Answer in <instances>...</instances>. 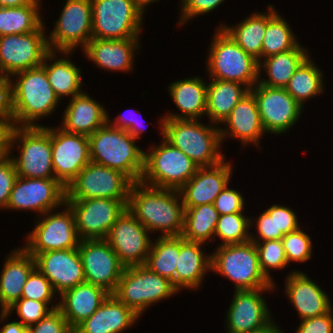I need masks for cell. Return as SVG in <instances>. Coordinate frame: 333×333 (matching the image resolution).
<instances>
[{
	"instance_id": "1",
	"label": "cell",
	"mask_w": 333,
	"mask_h": 333,
	"mask_svg": "<svg viewBox=\"0 0 333 333\" xmlns=\"http://www.w3.org/2000/svg\"><path fill=\"white\" fill-rule=\"evenodd\" d=\"M127 209L150 233L161 230L162 236L182 235L185 208L179 190L134 182Z\"/></svg>"
},
{
	"instance_id": "51",
	"label": "cell",
	"mask_w": 333,
	"mask_h": 333,
	"mask_svg": "<svg viewBox=\"0 0 333 333\" xmlns=\"http://www.w3.org/2000/svg\"><path fill=\"white\" fill-rule=\"evenodd\" d=\"M181 13L179 25H184L188 20L198 15L209 13L216 9L224 0H181Z\"/></svg>"
},
{
	"instance_id": "56",
	"label": "cell",
	"mask_w": 333,
	"mask_h": 333,
	"mask_svg": "<svg viewBox=\"0 0 333 333\" xmlns=\"http://www.w3.org/2000/svg\"><path fill=\"white\" fill-rule=\"evenodd\" d=\"M9 83L10 79L0 71V115H10Z\"/></svg>"
},
{
	"instance_id": "35",
	"label": "cell",
	"mask_w": 333,
	"mask_h": 333,
	"mask_svg": "<svg viewBox=\"0 0 333 333\" xmlns=\"http://www.w3.org/2000/svg\"><path fill=\"white\" fill-rule=\"evenodd\" d=\"M306 50L298 44L294 49L264 58L259 62V73L264 69L268 79L259 78L258 82L271 88H285L294 72L309 56Z\"/></svg>"
},
{
	"instance_id": "58",
	"label": "cell",
	"mask_w": 333,
	"mask_h": 333,
	"mask_svg": "<svg viewBox=\"0 0 333 333\" xmlns=\"http://www.w3.org/2000/svg\"><path fill=\"white\" fill-rule=\"evenodd\" d=\"M33 0H0V7H20L30 4Z\"/></svg>"
},
{
	"instance_id": "41",
	"label": "cell",
	"mask_w": 333,
	"mask_h": 333,
	"mask_svg": "<svg viewBox=\"0 0 333 333\" xmlns=\"http://www.w3.org/2000/svg\"><path fill=\"white\" fill-rule=\"evenodd\" d=\"M278 12L267 22L262 59L294 49L299 43L290 25Z\"/></svg>"
},
{
	"instance_id": "27",
	"label": "cell",
	"mask_w": 333,
	"mask_h": 333,
	"mask_svg": "<svg viewBox=\"0 0 333 333\" xmlns=\"http://www.w3.org/2000/svg\"><path fill=\"white\" fill-rule=\"evenodd\" d=\"M35 268V257L24 248H16L8 255L0 274L1 313L21 299L27 278Z\"/></svg>"
},
{
	"instance_id": "34",
	"label": "cell",
	"mask_w": 333,
	"mask_h": 333,
	"mask_svg": "<svg viewBox=\"0 0 333 333\" xmlns=\"http://www.w3.org/2000/svg\"><path fill=\"white\" fill-rule=\"evenodd\" d=\"M209 83L205 115L211 120L210 123L220 125L230 115L236 104L250 92V89L235 81L211 78Z\"/></svg>"
},
{
	"instance_id": "3",
	"label": "cell",
	"mask_w": 333,
	"mask_h": 333,
	"mask_svg": "<svg viewBox=\"0 0 333 333\" xmlns=\"http://www.w3.org/2000/svg\"><path fill=\"white\" fill-rule=\"evenodd\" d=\"M159 124L162 136L199 168L212 167L225 160L220 151V127L205 125L198 119L162 118Z\"/></svg>"
},
{
	"instance_id": "19",
	"label": "cell",
	"mask_w": 333,
	"mask_h": 333,
	"mask_svg": "<svg viewBox=\"0 0 333 333\" xmlns=\"http://www.w3.org/2000/svg\"><path fill=\"white\" fill-rule=\"evenodd\" d=\"M51 145L55 179L66 188L91 162L88 136L52 127Z\"/></svg>"
},
{
	"instance_id": "60",
	"label": "cell",
	"mask_w": 333,
	"mask_h": 333,
	"mask_svg": "<svg viewBox=\"0 0 333 333\" xmlns=\"http://www.w3.org/2000/svg\"><path fill=\"white\" fill-rule=\"evenodd\" d=\"M156 1H158V0H136L139 8L143 12H145V6L149 5L151 2L153 3V2H156Z\"/></svg>"
},
{
	"instance_id": "26",
	"label": "cell",
	"mask_w": 333,
	"mask_h": 333,
	"mask_svg": "<svg viewBox=\"0 0 333 333\" xmlns=\"http://www.w3.org/2000/svg\"><path fill=\"white\" fill-rule=\"evenodd\" d=\"M228 128H219L221 141L227 136L239 140L243 147L248 143L260 145L259 140L264 135L260 114L254 95L249 92L232 109L230 115L223 121Z\"/></svg>"
},
{
	"instance_id": "42",
	"label": "cell",
	"mask_w": 333,
	"mask_h": 333,
	"mask_svg": "<svg viewBox=\"0 0 333 333\" xmlns=\"http://www.w3.org/2000/svg\"><path fill=\"white\" fill-rule=\"evenodd\" d=\"M253 221L243 212L219 215L214 236L223 240L221 245L239 244L250 241L249 229Z\"/></svg>"
},
{
	"instance_id": "48",
	"label": "cell",
	"mask_w": 333,
	"mask_h": 333,
	"mask_svg": "<svg viewBox=\"0 0 333 333\" xmlns=\"http://www.w3.org/2000/svg\"><path fill=\"white\" fill-rule=\"evenodd\" d=\"M27 329L28 333H73L59 308L53 309L38 323Z\"/></svg>"
},
{
	"instance_id": "21",
	"label": "cell",
	"mask_w": 333,
	"mask_h": 333,
	"mask_svg": "<svg viewBox=\"0 0 333 333\" xmlns=\"http://www.w3.org/2000/svg\"><path fill=\"white\" fill-rule=\"evenodd\" d=\"M274 288L235 290L226 314L228 333H250L265 327L272 321L262 292Z\"/></svg>"
},
{
	"instance_id": "14",
	"label": "cell",
	"mask_w": 333,
	"mask_h": 333,
	"mask_svg": "<svg viewBox=\"0 0 333 333\" xmlns=\"http://www.w3.org/2000/svg\"><path fill=\"white\" fill-rule=\"evenodd\" d=\"M64 211H48L41 216L35 228L28 234L23 248L34 257L41 252L78 248L80 239L77 234L75 218L67 204ZM53 213V214H51Z\"/></svg>"
},
{
	"instance_id": "4",
	"label": "cell",
	"mask_w": 333,
	"mask_h": 333,
	"mask_svg": "<svg viewBox=\"0 0 333 333\" xmlns=\"http://www.w3.org/2000/svg\"><path fill=\"white\" fill-rule=\"evenodd\" d=\"M88 139L92 162L122 172L133 183L140 182L145 151L136 146V139L127 131L106 122Z\"/></svg>"
},
{
	"instance_id": "31",
	"label": "cell",
	"mask_w": 333,
	"mask_h": 333,
	"mask_svg": "<svg viewBox=\"0 0 333 333\" xmlns=\"http://www.w3.org/2000/svg\"><path fill=\"white\" fill-rule=\"evenodd\" d=\"M200 242L186 241L180 235V250L176 262L175 288L197 289L204 275L211 271V254L205 255Z\"/></svg>"
},
{
	"instance_id": "43",
	"label": "cell",
	"mask_w": 333,
	"mask_h": 333,
	"mask_svg": "<svg viewBox=\"0 0 333 333\" xmlns=\"http://www.w3.org/2000/svg\"><path fill=\"white\" fill-rule=\"evenodd\" d=\"M256 245L259 265L262 273L273 284V277H271L270 269H283L288 265L285 251L281 240H266L254 242Z\"/></svg>"
},
{
	"instance_id": "30",
	"label": "cell",
	"mask_w": 333,
	"mask_h": 333,
	"mask_svg": "<svg viewBox=\"0 0 333 333\" xmlns=\"http://www.w3.org/2000/svg\"><path fill=\"white\" fill-rule=\"evenodd\" d=\"M107 116L103 105L82 92L70 99L59 127L70 133L90 136L107 122Z\"/></svg>"
},
{
	"instance_id": "15",
	"label": "cell",
	"mask_w": 333,
	"mask_h": 333,
	"mask_svg": "<svg viewBox=\"0 0 333 333\" xmlns=\"http://www.w3.org/2000/svg\"><path fill=\"white\" fill-rule=\"evenodd\" d=\"M75 218L80 240L106 239L111 227L127 209L128 200L93 198L65 200Z\"/></svg>"
},
{
	"instance_id": "13",
	"label": "cell",
	"mask_w": 333,
	"mask_h": 333,
	"mask_svg": "<svg viewBox=\"0 0 333 333\" xmlns=\"http://www.w3.org/2000/svg\"><path fill=\"white\" fill-rule=\"evenodd\" d=\"M44 23L33 32L0 36V71L14 74L42 65L50 52Z\"/></svg>"
},
{
	"instance_id": "50",
	"label": "cell",
	"mask_w": 333,
	"mask_h": 333,
	"mask_svg": "<svg viewBox=\"0 0 333 333\" xmlns=\"http://www.w3.org/2000/svg\"><path fill=\"white\" fill-rule=\"evenodd\" d=\"M229 184L215 198L214 207L219 215L244 212V197L241 192L230 189Z\"/></svg>"
},
{
	"instance_id": "36",
	"label": "cell",
	"mask_w": 333,
	"mask_h": 333,
	"mask_svg": "<svg viewBox=\"0 0 333 333\" xmlns=\"http://www.w3.org/2000/svg\"><path fill=\"white\" fill-rule=\"evenodd\" d=\"M57 51H50L44 58L42 66L46 70L48 81L56 97L60 100L63 96H77L82 93V76L80 68L70 60L59 58L56 61ZM53 59V60H52ZM48 64V61H54Z\"/></svg>"
},
{
	"instance_id": "49",
	"label": "cell",
	"mask_w": 333,
	"mask_h": 333,
	"mask_svg": "<svg viewBox=\"0 0 333 333\" xmlns=\"http://www.w3.org/2000/svg\"><path fill=\"white\" fill-rule=\"evenodd\" d=\"M17 177V171L11 155L0 157V208L6 209Z\"/></svg>"
},
{
	"instance_id": "45",
	"label": "cell",
	"mask_w": 333,
	"mask_h": 333,
	"mask_svg": "<svg viewBox=\"0 0 333 333\" xmlns=\"http://www.w3.org/2000/svg\"><path fill=\"white\" fill-rule=\"evenodd\" d=\"M288 264L291 262H306L311 258L312 241L302 229H297L281 239Z\"/></svg>"
},
{
	"instance_id": "11",
	"label": "cell",
	"mask_w": 333,
	"mask_h": 333,
	"mask_svg": "<svg viewBox=\"0 0 333 333\" xmlns=\"http://www.w3.org/2000/svg\"><path fill=\"white\" fill-rule=\"evenodd\" d=\"M132 183L122 172L91 161L68 184L65 200H128Z\"/></svg>"
},
{
	"instance_id": "44",
	"label": "cell",
	"mask_w": 333,
	"mask_h": 333,
	"mask_svg": "<svg viewBox=\"0 0 333 333\" xmlns=\"http://www.w3.org/2000/svg\"><path fill=\"white\" fill-rule=\"evenodd\" d=\"M59 303L52 305L49 309V305L46 302H39L27 298L19 299L14 305H12L8 311L0 313L1 321H5L14 310L17 311L23 326L29 327L38 323L44 316H46L53 309L58 308Z\"/></svg>"
},
{
	"instance_id": "47",
	"label": "cell",
	"mask_w": 333,
	"mask_h": 333,
	"mask_svg": "<svg viewBox=\"0 0 333 333\" xmlns=\"http://www.w3.org/2000/svg\"><path fill=\"white\" fill-rule=\"evenodd\" d=\"M257 220V221H256ZM257 225L258 238L250 234V241L259 242L266 240H281L284 236L283 233H277L276 223V205L267 208L258 219H254Z\"/></svg>"
},
{
	"instance_id": "5",
	"label": "cell",
	"mask_w": 333,
	"mask_h": 333,
	"mask_svg": "<svg viewBox=\"0 0 333 333\" xmlns=\"http://www.w3.org/2000/svg\"><path fill=\"white\" fill-rule=\"evenodd\" d=\"M215 31L207 58L210 78L235 81L251 89L261 76L258 60L247 54L221 27Z\"/></svg>"
},
{
	"instance_id": "8",
	"label": "cell",
	"mask_w": 333,
	"mask_h": 333,
	"mask_svg": "<svg viewBox=\"0 0 333 333\" xmlns=\"http://www.w3.org/2000/svg\"><path fill=\"white\" fill-rule=\"evenodd\" d=\"M162 139L160 145L145 152L140 182L151 187L179 190L199 167L164 137Z\"/></svg>"
},
{
	"instance_id": "20",
	"label": "cell",
	"mask_w": 333,
	"mask_h": 333,
	"mask_svg": "<svg viewBox=\"0 0 333 333\" xmlns=\"http://www.w3.org/2000/svg\"><path fill=\"white\" fill-rule=\"evenodd\" d=\"M150 232L128 209L116 220L106 240L125 267L144 265L150 252Z\"/></svg>"
},
{
	"instance_id": "55",
	"label": "cell",
	"mask_w": 333,
	"mask_h": 333,
	"mask_svg": "<svg viewBox=\"0 0 333 333\" xmlns=\"http://www.w3.org/2000/svg\"><path fill=\"white\" fill-rule=\"evenodd\" d=\"M12 127L10 115H0V157L9 154V139Z\"/></svg>"
},
{
	"instance_id": "57",
	"label": "cell",
	"mask_w": 333,
	"mask_h": 333,
	"mask_svg": "<svg viewBox=\"0 0 333 333\" xmlns=\"http://www.w3.org/2000/svg\"><path fill=\"white\" fill-rule=\"evenodd\" d=\"M0 333H28V329L20 322L12 321L3 325L1 327Z\"/></svg>"
},
{
	"instance_id": "59",
	"label": "cell",
	"mask_w": 333,
	"mask_h": 333,
	"mask_svg": "<svg viewBox=\"0 0 333 333\" xmlns=\"http://www.w3.org/2000/svg\"><path fill=\"white\" fill-rule=\"evenodd\" d=\"M283 330L278 328V326L273 322V320L267 324L265 327L255 330L250 333H284Z\"/></svg>"
},
{
	"instance_id": "6",
	"label": "cell",
	"mask_w": 333,
	"mask_h": 333,
	"mask_svg": "<svg viewBox=\"0 0 333 333\" xmlns=\"http://www.w3.org/2000/svg\"><path fill=\"white\" fill-rule=\"evenodd\" d=\"M211 271L235 283V290L275 288L262 273L256 245L253 241L219 245L211 253Z\"/></svg>"
},
{
	"instance_id": "40",
	"label": "cell",
	"mask_w": 333,
	"mask_h": 333,
	"mask_svg": "<svg viewBox=\"0 0 333 333\" xmlns=\"http://www.w3.org/2000/svg\"><path fill=\"white\" fill-rule=\"evenodd\" d=\"M308 56L290 78L286 91L303 107L307 99L324 91L322 70Z\"/></svg>"
},
{
	"instance_id": "2",
	"label": "cell",
	"mask_w": 333,
	"mask_h": 333,
	"mask_svg": "<svg viewBox=\"0 0 333 333\" xmlns=\"http://www.w3.org/2000/svg\"><path fill=\"white\" fill-rule=\"evenodd\" d=\"M15 83L10 78L9 111L13 126L42 127L34 121L55 111L59 99L51 87L45 68L40 65L18 72Z\"/></svg>"
},
{
	"instance_id": "38",
	"label": "cell",
	"mask_w": 333,
	"mask_h": 333,
	"mask_svg": "<svg viewBox=\"0 0 333 333\" xmlns=\"http://www.w3.org/2000/svg\"><path fill=\"white\" fill-rule=\"evenodd\" d=\"M184 208V227L181 236L190 242L205 243L207 240H213L212 236L219 218L214 204Z\"/></svg>"
},
{
	"instance_id": "9",
	"label": "cell",
	"mask_w": 333,
	"mask_h": 333,
	"mask_svg": "<svg viewBox=\"0 0 333 333\" xmlns=\"http://www.w3.org/2000/svg\"><path fill=\"white\" fill-rule=\"evenodd\" d=\"M177 292L169 279L138 265L125 267L113 295L140 316L153 303Z\"/></svg>"
},
{
	"instance_id": "17",
	"label": "cell",
	"mask_w": 333,
	"mask_h": 333,
	"mask_svg": "<svg viewBox=\"0 0 333 333\" xmlns=\"http://www.w3.org/2000/svg\"><path fill=\"white\" fill-rule=\"evenodd\" d=\"M250 92L255 97L266 133H284L300 119L303 107L285 88H271L258 82Z\"/></svg>"
},
{
	"instance_id": "18",
	"label": "cell",
	"mask_w": 333,
	"mask_h": 333,
	"mask_svg": "<svg viewBox=\"0 0 333 333\" xmlns=\"http://www.w3.org/2000/svg\"><path fill=\"white\" fill-rule=\"evenodd\" d=\"M66 188L55 178L17 177L6 209L33 210L40 215L65 204Z\"/></svg>"
},
{
	"instance_id": "22",
	"label": "cell",
	"mask_w": 333,
	"mask_h": 333,
	"mask_svg": "<svg viewBox=\"0 0 333 333\" xmlns=\"http://www.w3.org/2000/svg\"><path fill=\"white\" fill-rule=\"evenodd\" d=\"M36 268L50 281L54 291L62 295L65 291L85 282L84 268L75 249L54 250L35 256Z\"/></svg>"
},
{
	"instance_id": "16",
	"label": "cell",
	"mask_w": 333,
	"mask_h": 333,
	"mask_svg": "<svg viewBox=\"0 0 333 333\" xmlns=\"http://www.w3.org/2000/svg\"><path fill=\"white\" fill-rule=\"evenodd\" d=\"M78 251L84 268L85 282L113 294L125 266L106 239L80 240Z\"/></svg>"
},
{
	"instance_id": "46",
	"label": "cell",
	"mask_w": 333,
	"mask_h": 333,
	"mask_svg": "<svg viewBox=\"0 0 333 333\" xmlns=\"http://www.w3.org/2000/svg\"><path fill=\"white\" fill-rule=\"evenodd\" d=\"M55 293L57 292L54 291L50 281L35 268L27 278L21 298L46 302L49 305Z\"/></svg>"
},
{
	"instance_id": "12",
	"label": "cell",
	"mask_w": 333,
	"mask_h": 333,
	"mask_svg": "<svg viewBox=\"0 0 333 333\" xmlns=\"http://www.w3.org/2000/svg\"><path fill=\"white\" fill-rule=\"evenodd\" d=\"M47 36L50 51L68 55L92 38V5L90 0H67L55 22L53 31Z\"/></svg>"
},
{
	"instance_id": "10",
	"label": "cell",
	"mask_w": 333,
	"mask_h": 333,
	"mask_svg": "<svg viewBox=\"0 0 333 333\" xmlns=\"http://www.w3.org/2000/svg\"><path fill=\"white\" fill-rule=\"evenodd\" d=\"M92 38L120 40L138 38L144 12L136 0H90Z\"/></svg>"
},
{
	"instance_id": "29",
	"label": "cell",
	"mask_w": 333,
	"mask_h": 333,
	"mask_svg": "<svg viewBox=\"0 0 333 333\" xmlns=\"http://www.w3.org/2000/svg\"><path fill=\"white\" fill-rule=\"evenodd\" d=\"M110 295L104 288L88 282L65 291L58 302V308L66 318L69 327L74 330L88 319Z\"/></svg>"
},
{
	"instance_id": "33",
	"label": "cell",
	"mask_w": 333,
	"mask_h": 333,
	"mask_svg": "<svg viewBox=\"0 0 333 333\" xmlns=\"http://www.w3.org/2000/svg\"><path fill=\"white\" fill-rule=\"evenodd\" d=\"M273 5L268 6V13H252L236 26L221 25L231 38L258 62L262 59V43L266 32L267 22L277 13Z\"/></svg>"
},
{
	"instance_id": "37",
	"label": "cell",
	"mask_w": 333,
	"mask_h": 333,
	"mask_svg": "<svg viewBox=\"0 0 333 333\" xmlns=\"http://www.w3.org/2000/svg\"><path fill=\"white\" fill-rule=\"evenodd\" d=\"M180 250L179 236H162L151 244L145 266L161 277L169 279L175 286L176 262Z\"/></svg>"
},
{
	"instance_id": "23",
	"label": "cell",
	"mask_w": 333,
	"mask_h": 333,
	"mask_svg": "<svg viewBox=\"0 0 333 333\" xmlns=\"http://www.w3.org/2000/svg\"><path fill=\"white\" fill-rule=\"evenodd\" d=\"M231 174L232 166L225 160L212 167L198 168L196 174L179 189L184 207L214 204L215 198L229 184Z\"/></svg>"
},
{
	"instance_id": "53",
	"label": "cell",
	"mask_w": 333,
	"mask_h": 333,
	"mask_svg": "<svg viewBox=\"0 0 333 333\" xmlns=\"http://www.w3.org/2000/svg\"><path fill=\"white\" fill-rule=\"evenodd\" d=\"M297 219L296 213L291 208L276 204L277 233L286 235L301 228Z\"/></svg>"
},
{
	"instance_id": "52",
	"label": "cell",
	"mask_w": 333,
	"mask_h": 333,
	"mask_svg": "<svg viewBox=\"0 0 333 333\" xmlns=\"http://www.w3.org/2000/svg\"><path fill=\"white\" fill-rule=\"evenodd\" d=\"M296 333H333L332 310L320 316L303 319Z\"/></svg>"
},
{
	"instance_id": "54",
	"label": "cell",
	"mask_w": 333,
	"mask_h": 333,
	"mask_svg": "<svg viewBox=\"0 0 333 333\" xmlns=\"http://www.w3.org/2000/svg\"><path fill=\"white\" fill-rule=\"evenodd\" d=\"M117 119L113 121V123L109 120V116H107V122L113 127H117L119 129H123L127 131L133 138L138 140L141 133H143L142 127L138 126L140 123L138 120H135L132 116L130 118L125 115H118ZM139 123V124H138Z\"/></svg>"
},
{
	"instance_id": "25",
	"label": "cell",
	"mask_w": 333,
	"mask_h": 333,
	"mask_svg": "<svg viewBox=\"0 0 333 333\" xmlns=\"http://www.w3.org/2000/svg\"><path fill=\"white\" fill-rule=\"evenodd\" d=\"M139 38L120 40L91 38L83 49L88 59L108 71H131L135 51L139 49Z\"/></svg>"
},
{
	"instance_id": "39",
	"label": "cell",
	"mask_w": 333,
	"mask_h": 333,
	"mask_svg": "<svg viewBox=\"0 0 333 333\" xmlns=\"http://www.w3.org/2000/svg\"><path fill=\"white\" fill-rule=\"evenodd\" d=\"M39 1L20 7H0V36L36 31L44 23L39 15Z\"/></svg>"
},
{
	"instance_id": "24",
	"label": "cell",
	"mask_w": 333,
	"mask_h": 333,
	"mask_svg": "<svg viewBox=\"0 0 333 333\" xmlns=\"http://www.w3.org/2000/svg\"><path fill=\"white\" fill-rule=\"evenodd\" d=\"M285 293L301 320L320 316L332 309L330 298L305 273L292 271L286 277Z\"/></svg>"
},
{
	"instance_id": "7",
	"label": "cell",
	"mask_w": 333,
	"mask_h": 333,
	"mask_svg": "<svg viewBox=\"0 0 333 333\" xmlns=\"http://www.w3.org/2000/svg\"><path fill=\"white\" fill-rule=\"evenodd\" d=\"M18 144L19 157L14 161L18 177L55 178L52 165L51 127L13 126L9 139V154Z\"/></svg>"
},
{
	"instance_id": "28",
	"label": "cell",
	"mask_w": 333,
	"mask_h": 333,
	"mask_svg": "<svg viewBox=\"0 0 333 333\" xmlns=\"http://www.w3.org/2000/svg\"><path fill=\"white\" fill-rule=\"evenodd\" d=\"M132 309L110 294L100 307L80 323L73 333H121L139 319Z\"/></svg>"
},
{
	"instance_id": "32",
	"label": "cell",
	"mask_w": 333,
	"mask_h": 333,
	"mask_svg": "<svg viewBox=\"0 0 333 333\" xmlns=\"http://www.w3.org/2000/svg\"><path fill=\"white\" fill-rule=\"evenodd\" d=\"M169 93L181 113H166L163 118L198 119L206 114L207 83L200 77L173 82Z\"/></svg>"
}]
</instances>
